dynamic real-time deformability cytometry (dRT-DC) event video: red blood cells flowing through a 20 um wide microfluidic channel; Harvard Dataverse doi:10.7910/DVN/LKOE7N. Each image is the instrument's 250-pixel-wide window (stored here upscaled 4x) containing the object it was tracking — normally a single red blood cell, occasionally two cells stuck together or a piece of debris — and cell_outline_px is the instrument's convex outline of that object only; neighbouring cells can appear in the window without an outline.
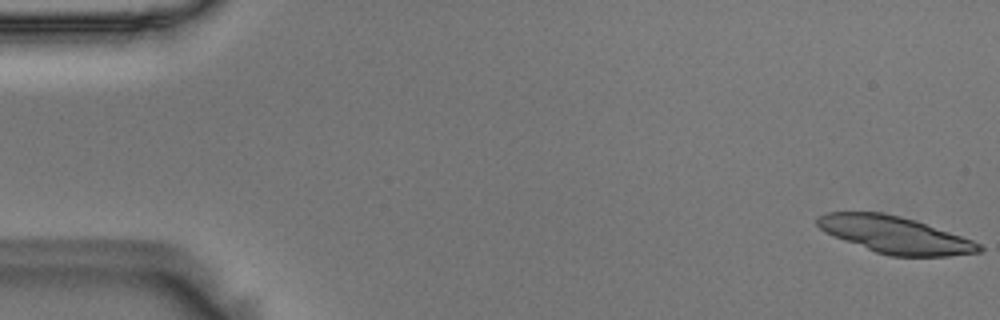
{"species": "Egyptian fruit bat (a non-hibernating species)", "species_latin": "Rousettus aegyptiacus", "temperature_condition": "room temperature", "stored_images_in_passage": 56, "segment_of_instrument_passage": [1, 2], "camera_frame_rate_fps": 3000, "um_per_image_px": 0.085, "animal": {"sex": "male"}, "frame": {"image": 1, "passage_image": 1, "time_ms": 0.0, "image_size_px": [1000, 320], "cell_outline_px": [[984, 252], [948, 256], [888, 256], [876, 252], [844, 240], [824, 232], [816, 224], [816, 216], [824, 212], [884, 212], [916, 220], [972, 240], [980, 244], [984, 248]], "centroid_in_image_um": [76.07, 19.95], "position_along_channel_um": 8.9, "area_um2": 34.85}}